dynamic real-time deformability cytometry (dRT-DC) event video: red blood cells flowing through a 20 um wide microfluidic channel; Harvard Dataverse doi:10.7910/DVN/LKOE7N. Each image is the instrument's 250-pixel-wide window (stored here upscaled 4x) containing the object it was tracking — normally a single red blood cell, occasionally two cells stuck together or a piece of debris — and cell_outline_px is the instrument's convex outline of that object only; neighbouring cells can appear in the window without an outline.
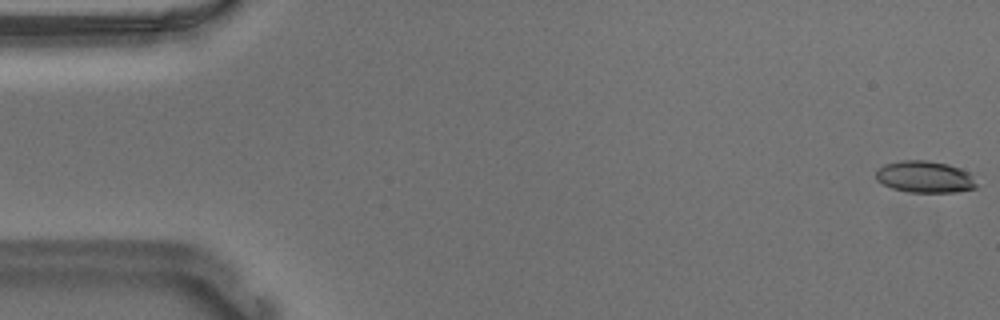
{"species": "Egyptian fruit bat (a non-hibernating species)", "species_latin": "Rousettus aegyptiacus", "temperature_condition": "warm", "stored_images_in_passage": 55, "camera_frame_rate_fps": 3000, "um_per_image_px": 0.085, "animal": {"sex": "male"}, "frame": {"image": 1, "passage_image": 1, "time_ms": 0.0, "image_size_px": [1000, 320], "cell_outline_px": [[976, 188], [956, 192], [908, 192], [892, 188], [876, 180], [876, 172], [884, 164], [900, 160], [928, 160], [948, 164], [960, 168], [968, 172], [972, 176], [976, 184]], "centroid_in_image_um": [78.61, 15.03], "position_along_channel_um": 6.4, "area_um2": 18.61}}
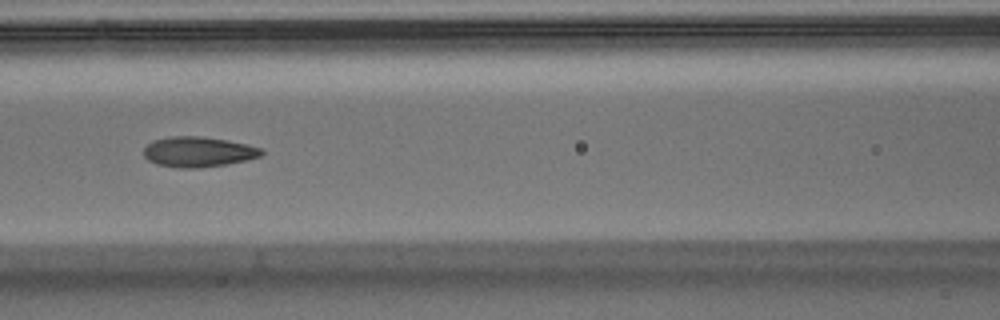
{"frame": {"image": 2, "passage_image": 24, "time_ms": 7.667, "image_size_px": [1000, 320], "cell_outline_px": [[264, 152], [260, 156], [244, 160], [224, 164], [200, 168], [176, 168], [156, 164], [148, 160], [144, 156], [144, 148], [152, 140], [172, 136], [200, 136], [228, 140], [264, 148]], "centroid_in_image_um": [16.83, 12.9], "position_along_channel_um": 149.8, "area_um2": 20.81}}
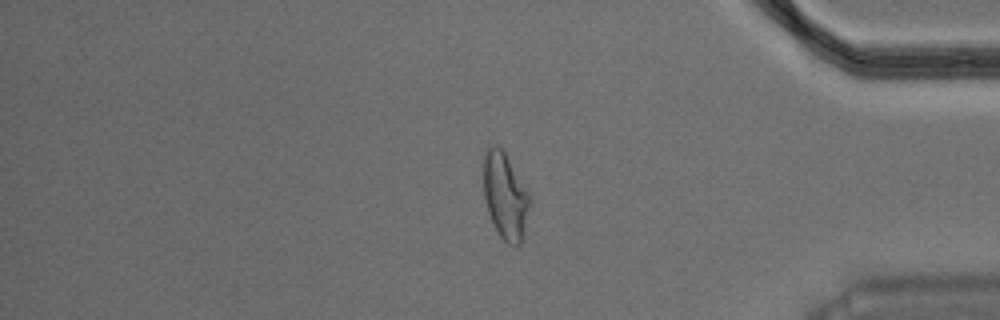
{"frame": {"image": 3, "passage_image": 46, "time_ms": 15.0, "image_size_px": [1000, 320], "cell_outline_px": [[532, 204], [524, 232], [520, 244], [508, 244], [500, 236], [488, 212], [484, 196], [484, 156], [488, 148], [492, 144], [496, 144], [504, 152], [528, 192]], "centroid_in_image_um": [42.96, 16.67], "position_along_channel_um": 392.2, "area_um2": 22.95}, "authors_computed_cell_mechanics": {"area_um2": 20.3456, "velocity_mm_per_s": 3.6756, "shape_relaxation_time_tau1_ms": 8.9484, "shape_relaxation_time_tau2_ms": 1.4623, "deformation_change_tau1": 0.2423, "deformation_change_tau2": 0.0858}}